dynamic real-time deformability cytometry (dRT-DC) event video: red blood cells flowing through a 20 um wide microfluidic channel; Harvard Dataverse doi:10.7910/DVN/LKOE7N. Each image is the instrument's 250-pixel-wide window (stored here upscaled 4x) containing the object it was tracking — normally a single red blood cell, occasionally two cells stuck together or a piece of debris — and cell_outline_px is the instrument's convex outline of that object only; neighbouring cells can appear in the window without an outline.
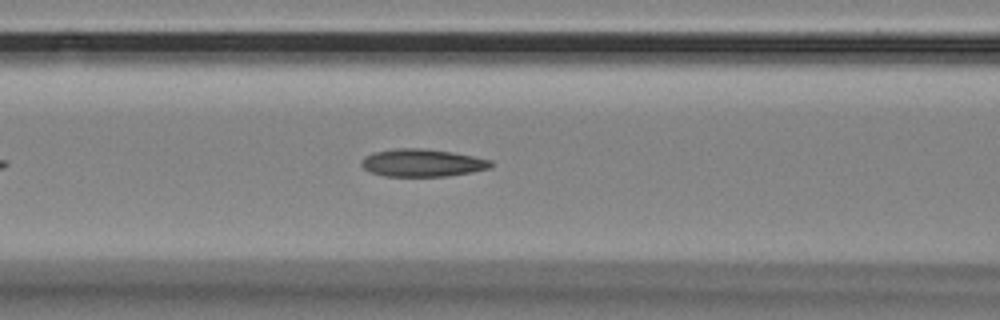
{"species": "Egyptian fruit bat (a non-hibernating species)", "species_latin": "Rousettus aegyptiacus", "temperature_condition": "room temperature", "stored_images_in_passage": 34, "camera_frame_rate_fps": 3000, "um_per_image_px": 0.085, "animal": {"sex": "female"}, "frame": {"image": 1, "passage_image": 11, "time_ms": 3.333, "image_size_px": [1000, 320], "cell_outline_px": [[492, 164], [488, 168], [472, 172], [448, 176], [384, 176], [372, 172], [364, 168], [360, 164], [360, 160], [364, 156], [376, 152], [396, 148], [424, 148], [452, 152], [492, 160]], "centroid_in_image_um": [35.87, 13.84], "position_along_channel_um": 130.7, "area_um2": 20.75}}
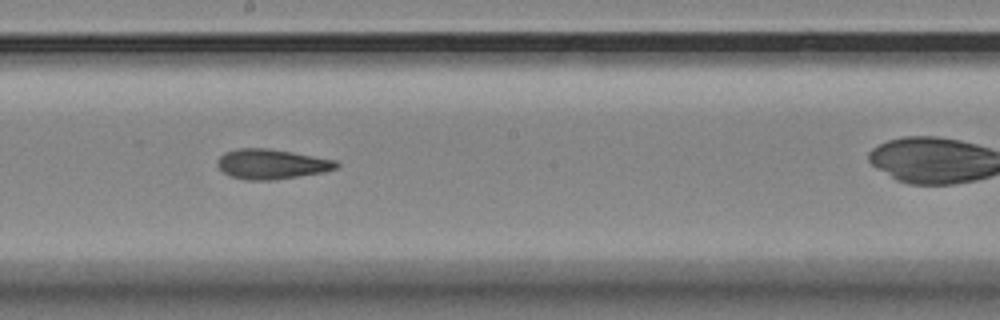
{"frame": {"image": 2, "passage_image": 19, "time_ms": 6.0, "image_size_px": [1000, 320], "cell_outline_px": [[340, 164], [336, 168], [324, 172], [276, 180], [244, 180], [232, 176], [224, 172], [216, 164], [216, 160], [224, 152], [236, 148], [268, 148], [292, 152], [336, 160]], "centroid_in_image_um": [23.07, 13.94], "position_along_channel_um": 225.1, "area_um2": 20.87}}
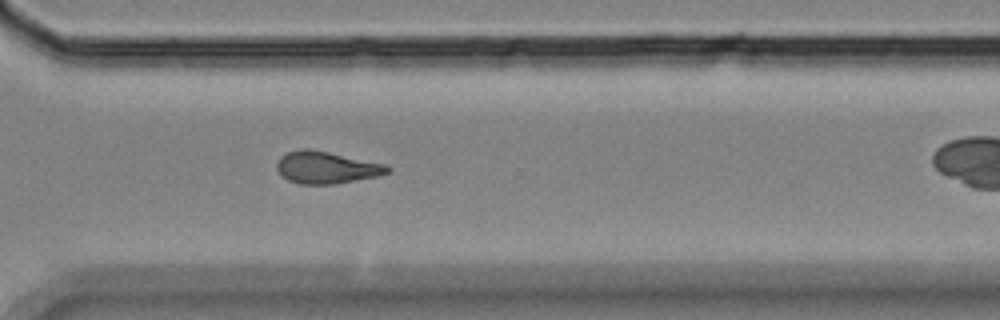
{"frame": {"image": 3, "passage_image": 29, "time_ms": 9.333, "image_size_px": [1000, 320], "cell_outline_px": [[392, 172], [380, 176], [336, 184], [300, 184], [288, 180], [280, 176], [276, 168], [276, 164], [280, 156], [288, 152], [300, 148], [308, 148], [328, 152], [384, 164], [392, 168]], "centroid_in_image_um": [27.74, 14.25], "position_along_channel_um": 342.9, "area_um2": 20.92}}